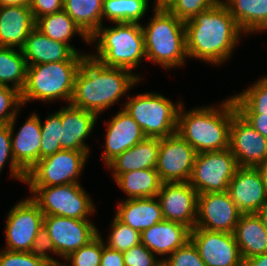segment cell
Returning a JSON list of instances; mask_svg holds the SVG:
<instances>
[{
	"instance_id": "4fadbf2b",
	"label": "cell",
	"mask_w": 267,
	"mask_h": 266,
	"mask_svg": "<svg viewBox=\"0 0 267 266\" xmlns=\"http://www.w3.org/2000/svg\"><path fill=\"white\" fill-rule=\"evenodd\" d=\"M242 214L228 191L198 194L194 228L234 233L236 224Z\"/></svg>"
},
{
	"instance_id": "5b68a950",
	"label": "cell",
	"mask_w": 267,
	"mask_h": 266,
	"mask_svg": "<svg viewBox=\"0 0 267 266\" xmlns=\"http://www.w3.org/2000/svg\"><path fill=\"white\" fill-rule=\"evenodd\" d=\"M116 26L103 28V25L90 37L97 44L96 55H89L107 67L131 71L146 57L144 33L140 23H115Z\"/></svg>"
},
{
	"instance_id": "9c48e42d",
	"label": "cell",
	"mask_w": 267,
	"mask_h": 266,
	"mask_svg": "<svg viewBox=\"0 0 267 266\" xmlns=\"http://www.w3.org/2000/svg\"><path fill=\"white\" fill-rule=\"evenodd\" d=\"M88 152L60 150L40 159L26 174L29 187H47L77 184Z\"/></svg>"
},
{
	"instance_id": "484cf974",
	"label": "cell",
	"mask_w": 267,
	"mask_h": 266,
	"mask_svg": "<svg viewBox=\"0 0 267 266\" xmlns=\"http://www.w3.org/2000/svg\"><path fill=\"white\" fill-rule=\"evenodd\" d=\"M27 65L67 61L75 52L65 43L50 39L34 28L21 49Z\"/></svg>"
},
{
	"instance_id": "816d5d0a",
	"label": "cell",
	"mask_w": 267,
	"mask_h": 266,
	"mask_svg": "<svg viewBox=\"0 0 267 266\" xmlns=\"http://www.w3.org/2000/svg\"><path fill=\"white\" fill-rule=\"evenodd\" d=\"M176 0H157L154 9L168 10Z\"/></svg>"
},
{
	"instance_id": "83f0119b",
	"label": "cell",
	"mask_w": 267,
	"mask_h": 266,
	"mask_svg": "<svg viewBox=\"0 0 267 266\" xmlns=\"http://www.w3.org/2000/svg\"><path fill=\"white\" fill-rule=\"evenodd\" d=\"M245 33L267 30V0H222Z\"/></svg>"
},
{
	"instance_id": "6da1fadb",
	"label": "cell",
	"mask_w": 267,
	"mask_h": 266,
	"mask_svg": "<svg viewBox=\"0 0 267 266\" xmlns=\"http://www.w3.org/2000/svg\"><path fill=\"white\" fill-rule=\"evenodd\" d=\"M185 29L187 57L216 65L229 59L242 33L222 1L186 21Z\"/></svg>"
},
{
	"instance_id": "681fc988",
	"label": "cell",
	"mask_w": 267,
	"mask_h": 266,
	"mask_svg": "<svg viewBox=\"0 0 267 266\" xmlns=\"http://www.w3.org/2000/svg\"><path fill=\"white\" fill-rule=\"evenodd\" d=\"M30 0H0V7L29 5Z\"/></svg>"
},
{
	"instance_id": "e0dca14e",
	"label": "cell",
	"mask_w": 267,
	"mask_h": 266,
	"mask_svg": "<svg viewBox=\"0 0 267 266\" xmlns=\"http://www.w3.org/2000/svg\"><path fill=\"white\" fill-rule=\"evenodd\" d=\"M229 149L239 167L256 168L267 159V138L237 113L230 125Z\"/></svg>"
},
{
	"instance_id": "c3c4849f",
	"label": "cell",
	"mask_w": 267,
	"mask_h": 266,
	"mask_svg": "<svg viewBox=\"0 0 267 266\" xmlns=\"http://www.w3.org/2000/svg\"><path fill=\"white\" fill-rule=\"evenodd\" d=\"M244 266H267V253L245 260Z\"/></svg>"
},
{
	"instance_id": "f907efd6",
	"label": "cell",
	"mask_w": 267,
	"mask_h": 266,
	"mask_svg": "<svg viewBox=\"0 0 267 266\" xmlns=\"http://www.w3.org/2000/svg\"><path fill=\"white\" fill-rule=\"evenodd\" d=\"M256 169L260 172V175L262 177V180L266 184L267 187V159L263 162H261Z\"/></svg>"
},
{
	"instance_id": "bcb514c9",
	"label": "cell",
	"mask_w": 267,
	"mask_h": 266,
	"mask_svg": "<svg viewBox=\"0 0 267 266\" xmlns=\"http://www.w3.org/2000/svg\"><path fill=\"white\" fill-rule=\"evenodd\" d=\"M100 266H125L123 252L109 248L103 241V253Z\"/></svg>"
},
{
	"instance_id": "ba28073f",
	"label": "cell",
	"mask_w": 267,
	"mask_h": 266,
	"mask_svg": "<svg viewBox=\"0 0 267 266\" xmlns=\"http://www.w3.org/2000/svg\"><path fill=\"white\" fill-rule=\"evenodd\" d=\"M31 197L45 216L88 220L94 204L79 183L47 187H30Z\"/></svg>"
},
{
	"instance_id": "3957f363",
	"label": "cell",
	"mask_w": 267,
	"mask_h": 266,
	"mask_svg": "<svg viewBox=\"0 0 267 266\" xmlns=\"http://www.w3.org/2000/svg\"><path fill=\"white\" fill-rule=\"evenodd\" d=\"M219 108H195L186 113L182 111V103L180 105L176 133L197 153L229 148L230 125L238 112L232 97L223 101Z\"/></svg>"
},
{
	"instance_id": "f546056e",
	"label": "cell",
	"mask_w": 267,
	"mask_h": 266,
	"mask_svg": "<svg viewBox=\"0 0 267 266\" xmlns=\"http://www.w3.org/2000/svg\"><path fill=\"white\" fill-rule=\"evenodd\" d=\"M35 28L50 39L67 44L75 53H78L77 49L69 44L70 38L75 33L81 35L85 42L90 43V38L64 10L37 18Z\"/></svg>"
},
{
	"instance_id": "b9f144b4",
	"label": "cell",
	"mask_w": 267,
	"mask_h": 266,
	"mask_svg": "<svg viewBox=\"0 0 267 266\" xmlns=\"http://www.w3.org/2000/svg\"><path fill=\"white\" fill-rule=\"evenodd\" d=\"M123 259L125 266H162L163 263L142 243L123 252Z\"/></svg>"
},
{
	"instance_id": "7bdbcfd3",
	"label": "cell",
	"mask_w": 267,
	"mask_h": 266,
	"mask_svg": "<svg viewBox=\"0 0 267 266\" xmlns=\"http://www.w3.org/2000/svg\"><path fill=\"white\" fill-rule=\"evenodd\" d=\"M0 266H52L30 252L0 251Z\"/></svg>"
},
{
	"instance_id": "ab89813d",
	"label": "cell",
	"mask_w": 267,
	"mask_h": 266,
	"mask_svg": "<svg viewBox=\"0 0 267 266\" xmlns=\"http://www.w3.org/2000/svg\"><path fill=\"white\" fill-rule=\"evenodd\" d=\"M21 106V93L18 90L0 86V125L10 123Z\"/></svg>"
},
{
	"instance_id": "7402d4cb",
	"label": "cell",
	"mask_w": 267,
	"mask_h": 266,
	"mask_svg": "<svg viewBox=\"0 0 267 266\" xmlns=\"http://www.w3.org/2000/svg\"><path fill=\"white\" fill-rule=\"evenodd\" d=\"M35 28L29 5L0 7V46L22 49Z\"/></svg>"
},
{
	"instance_id": "e575fe53",
	"label": "cell",
	"mask_w": 267,
	"mask_h": 266,
	"mask_svg": "<svg viewBox=\"0 0 267 266\" xmlns=\"http://www.w3.org/2000/svg\"><path fill=\"white\" fill-rule=\"evenodd\" d=\"M42 141L40 145V159L53 155L62 150L59 141L61 140V109L50 114L44 123H41Z\"/></svg>"
},
{
	"instance_id": "8fae6325",
	"label": "cell",
	"mask_w": 267,
	"mask_h": 266,
	"mask_svg": "<svg viewBox=\"0 0 267 266\" xmlns=\"http://www.w3.org/2000/svg\"><path fill=\"white\" fill-rule=\"evenodd\" d=\"M44 216L31 197L18 202L7 217L5 250L30 252L37 232L44 226Z\"/></svg>"
},
{
	"instance_id": "52a82bcc",
	"label": "cell",
	"mask_w": 267,
	"mask_h": 266,
	"mask_svg": "<svg viewBox=\"0 0 267 266\" xmlns=\"http://www.w3.org/2000/svg\"><path fill=\"white\" fill-rule=\"evenodd\" d=\"M175 105L161 94L144 93L130 97L123 109L139 124L146 137L161 139L176 133L181 104Z\"/></svg>"
},
{
	"instance_id": "d590c367",
	"label": "cell",
	"mask_w": 267,
	"mask_h": 266,
	"mask_svg": "<svg viewBox=\"0 0 267 266\" xmlns=\"http://www.w3.org/2000/svg\"><path fill=\"white\" fill-rule=\"evenodd\" d=\"M111 227L112 230L107 241L108 245H106L109 248L125 252L141 243V233L124 224L116 217H114Z\"/></svg>"
},
{
	"instance_id": "60d3db41",
	"label": "cell",
	"mask_w": 267,
	"mask_h": 266,
	"mask_svg": "<svg viewBox=\"0 0 267 266\" xmlns=\"http://www.w3.org/2000/svg\"><path fill=\"white\" fill-rule=\"evenodd\" d=\"M9 157L12 176L25 182L26 173L16 164L12 155L11 131L8 123L0 125V172Z\"/></svg>"
},
{
	"instance_id": "f1b7e54d",
	"label": "cell",
	"mask_w": 267,
	"mask_h": 266,
	"mask_svg": "<svg viewBox=\"0 0 267 266\" xmlns=\"http://www.w3.org/2000/svg\"><path fill=\"white\" fill-rule=\"evenodd\" d=\"M116 183L128 194L127 199L157 197L163 184L156 169H142L120 174Z\"/></svg>"
},
{
	"instance_id": "d4e9b609",
	"label": "cell",
	"mask_w": 267,
	"mask_h": 266,
	"mask_svg": "<svg viewBox=\"0 0 267 266\" xmlns=\"http://www.w3.org/2000/svg\"><path fill=\"white\" fill-rule=\"evenodd\" d=\"M115 217L140 233L164 220L156 197L126 199L118 204Z\"/></svg>"
},
{
	"instance_id": "7a4b0ae2",
	"label": "cell",
	"mask_w": 267,
	"mask_h": 266,
	"mask_svg": "<svg viewBox=\"0 0 267 266\" xmlns=\"http://www.w3.org/2000/svg\"><path fill=\"white\" fill-rule=\"evenodd\" d=\"M131 71L107 67L89 55L76 75L70 104L95 113H102L139 81Z\"/></svg>"
},
{
	"instance_id": "277c9868",
	"label": "cell",
	"mask_w": 267,
	"mask_h": 266,
	"mask_svg": "<svg viewBox=\"0 0 267 266\" xmlns=\"http://www.w3.org/2000/svg\"><path fill=\"white\" fill-rule=\"evenodd\" d=\"M87 55L74 53L67 61L27 65L26 83L21 92V103L54 99L71 102L76 75Z\"/></svg>"
},
{
	"instance_id": "d6986e66",
	"label": "cell",
	"mask_w": 267,
	"mask_h": 266,
	"mask_svg": "<svg viewBox=\"0 0 267 266\" xmlns=\"http://www.w3.org/2000/svg\"><path fill=\"white\" fill-rule=\"evenodd\" d=\"M16 116L17 114L9 123L12 155L16 164L27 174L40 160V145L42 141L40 118L37 114L32 113L14 137Z\"/></svg>"
},
{
	"instance_id": "836d02e7",
	"label": "cell",
	"mask_w": 267,
	"mask_h": 266,
	"mask_svg": "<svg viewBox=\"0 0 267 266\" xmlns=\"http://www.w3.org/2000/svg\"><path fill=\"white\" fill-rule=\"evenodd\" d=\"M232 99L240 115L267 114V77L259 79Z\"/></svg>"
},
{
	"instance_id": "8d00e7d4",
	"label": "cell",
	"mask_w": 267,
	"mask_h": 266,
	"mask_svg": "<svg viewBox=\"0 0 267 266\" xmlns=\"http://www.w3.org/2000/svg\"><path fill=\"white\" fill-rule=\"evenodd\" d=\"M102 253L103 240L99 234L89 244L70 253L65 260L70 261L72 266H100Z\"/></svg>"
},
{
	"instance_id": "9a60e30c",
	"label": "cell",
	"mask_w": 267,
	"mask_h": 266,
	"mask_svg": "<svg viewBox=\"0 0 267 266\" xmlns=\"http://www.w3.org/2000/svg\"><path fill=\"white\" fill-rule=\"evenodd\" d=\"M44 226L48 230L55 249L63 258L89 244L99 235L94 223L61 216H44Z\"/></svg>"
},
{
	"instance_id": "1f68e13d",
	"label": "cell",
	"mask_w": 267,
	"mask_h": 266,
	"mask_svg": "<svg viewBox=\"0 0 267 266\" xmlns=\"http://www.w3.org/2000/svg\"><path fill=\"white\" fill-rule=\"evenodd\" d=\"M27 63L22 50L0 46V86H8L22 92L26 83Z\"/></svg>"
},
{
	"instance_id": "f5cc1de1",
	"label": "cell",
	"mask_w": 267,
	"mask_h": 266,
	"mask_svg": "<svg viewBox=\"0 0 267 266\" xmlns=\"http://www.w3.org/2000/svg\"><path fill=\"white\" fill-rule=\"evenodd\" d=\"M257 215L261 218L264 228L267 232V204H265L258 212Z\"/></svg>"
},
{
	"instance_id": "ffe728a7",
	"label": "cell",
	"mask_w": 267,
	"mask_h": 266,
	"mask_svg": "<svg viewBox=\"0 0 267 266\" xmlns=\"http://www.w3.org/2000/svg\"><path fill=\"white\" fill-rule=\"evenodd\" d=\"M107 124L106 144L102 155L107 165L116 156L146 138L139 124L122 108Z\"/></svg>"
},
{
	"instance_id": "74e56055",
	"label": "cell",
	"mask_w": 267,
	"mask_h": 266,
	"mask_svg": "<svg viewBox=\"0 0 267 266\" xmlns=\"http://www.w3.org/2000/svg\"><path fill=\"white\" fill-rule=\"evenodd\" d=\"M220 1L222 0H176L168 10L186 22L200 12L216 6Z\"/></svg>"
},
{
	"instance_id": "ac0fdd59",
	"label": "cell",
	"mask_w": 267,
	"mask_h": 266,
	"mask_svg": "<svg viewBox=\"0 0 267 266\" xmlns=\"http://www.w3.org/2000/svg\"><path fill=\"white\" fill-rule=\"evenodd\" d=\"M228 193L243 214L257 213L267 204V187L256 168L239 167L229 183Z\"/></svg>"
},
{
	"instance_id": "cb8c5ba5",
	"label": "cell",
	"mask_w": 267,
	"mask_h": 266,
	"mask_svg": "<svg viewBox=\"0 0 267 266\" xmlns=\"http://www.w3.org/2000/svg\"><path fill=\"white\" fill-rule=\"evenodd\" d=\"M159 145V138L146 137L130 149L116 156L107 164V167L113 169L115 179L120 174L130 171L156 169Z\"/></svg>"
},
{
	"instance_id": "4dcf8cb0",
	"label": "cell",
	"mask_w": 267,
	"mask_h": 266,
	"mask_svg": "<svg viewBox=\"0 0 267 266\" xmlns=\"http://www.w3.org/2000/svg\"><path fill=\"white\" fill-rule=\"evenodd\" d=\"M103 0H63V10L90 38L102 26Z\"/></svg>"
},
{
	"instance_id": "7dc6e473",
	"label": "cell",
	"mask_w": 267,
	"mask_h": 266,
	"mask_svg": "<svg viewBox=\"0 0 267 266\" xmlns=\"http://www.w3.org/2000/svg\"><path fill=\"white\" fill-rule=\"evenodd\" d=\"M255 130L267 138V114L241 115Z\"/></svg>"
},
{
	"instance_id": "f35d334b",
	"label": "cell",
	"mask_w": 267,
	"mask_h": 266,
	"mask_svg": "<svg viewBox=\"0 0 267 266\" xmlns=\"http://www.w3.org/2000/svg\"><path fill=\"white\" fill-rule=\"evenodd\" d=\"M162 261V266H206L191 239Z\"/></svg>"
},
{
	"instance_id": "8992f818",
	"label": "cell",
	"mask_w": 267,
	"mask_h": 266,
	"mask_svg": "<svg viewBox=\"0 0 267 266\" xmlns=\"http://www.w3.org/2000/svg\"><path fill=\"white\" fill-rule=\"evenodd\" d=\"M154 12L148 25L142 26L146 58L166 69L182 66L188 56L185 22L166 9Z\"/></svg>"
},
{
	"instance_id": "ee69618b",
	"label": "cell",
	"mask_w": 267,
	"mask_h": 266,
	"mask_svg": "<svg viewBox=\"0 0 267 266\" xmlns=\"http://www.w3.org/2000/svg\"><path fill=\"white\" fill-rule=\"evenodd\" d=\"M47 251H51L55 254H58L52 239L50 238L48 230L43 226L38 232L34 239L30 253L35 255L38 258L44 259L49 262L52 266H61L62 264L59 261H56L50 257Z\"/></svg>"
},
{
	"instance_id": "4316f807",
	"label": "cell",
	"mask_w": 267,
	"mask_h": 266,
	"mask_svg": "<svg viewBox=\"0 0 267 266\" xmlns=\"http://www.w3.org/2000/svg\"><path fill=\"white\" fill-rule=\"evenodd\" d=\"M234 236L244 261L267 253V232L257 213L242 214Z\"/></svg>"
},
{
	"instance_id": "7c38bea8",
	"label": "cell",
	"mask_w": 267,
	"mask_h": 266,
	"mask_svg": "<svg viewBox=\"0 0 267 266\" xmlns=\"http://www.w3.org/2000/svg\"><path fill=\"white\" fill-rule=\"evenodd\" d=\"M196 156V150L177 133L161 138L156 171L162 182H189Z\"/></svg>"
},
{
	"instance_id": "5bb4252c",
	"label": "cell",
	"mask_w": 267,
	"mask_h": 266,
	"mask_svg": "<svg viewBox=\"0 0 267 266\" xmlns=\"http://www.w3.org/2000/svg\"><path fill=\"white\" fill-rule=\"evenodd\" d=\"M190 239L206 266H244L234 233L194 228Z\"/></svg>"
},
{
	"instance_id": "2e32d148",
	"label": "cell",
	"mask_w": 267,
	"mask_h": 266,
	"mask_svg": "<svg viewBox=\"0 0 267 266\" xmlns=\"http://www.w3.org/2000/svg\"><path fill=\"white\" fill-rule=\"evenodd\" d=\"M156 198L160 202L164 220L194 229L198 192L189 182L163 183Z\"/></svg>"
},
{
	"instance_id": "f6af8a7d",
	"label": "cell",
	"mask_w": 267,
	"mask_h": 266,
	"mask_svg": "<svg viewBox=\"0 0 267 266\" xmlns=\"http://www.w3.org/2000/svg\"><path fill=\"white\" fill-rule=\"evenodd\" d=\"M29 8L34 20H36L43 15L63 10V0H30Z\"/></svg>"
},
{
	"instance_id": "30bf717a",
	"label": "cell",
	"mask_w": 267,
	"mask_h": 266,
	"mask_svg": "<svg viewBox=\"0 0 267 266\" xmlns=\"http://www.w3.org/2000/svg\"><path fill=\"white\" fill-rule=\"evenodd\" d=\"M238 168L229 148L197 153L189 183L198 194L225 192Z\"/></svg>"
},
{
	"instance_id": "d6a6232c",
	"label": "cell",
	"mask_w": 267,
	"mask_h": 266,
	"mask_svg": "<svg viewBox=\"0 0 267 266\" xmlns=\"http://www.w3.org/2000/svg\"><path fill=\"white\" fill-rule=\"evenodd\" d=\"M148 0H103L102 20L138 23L148 9Z\"/></svg>"
},
{
	"instance_id": "603a6c76",
	"label": "cell",
	"mask_w": 267,
	"mask_h": 266,
	"mask_svg": "<svg viewBox=\"0 0 267 266\" xmlns=\"http://www.w3.org/2000/svg\"><path fill=\"white\" fill-rule=\"evenodd\" d=\"M190 229L177 222L163 220L141 232V243L157 255H171L190 240Z\"/></svg>"
},
{
	"instance_id": "44dd1931",
	"label": "cell",
	"mask_w": 267,
	"mask_h": 266,
	"mask_svg": "<svg viewBox=\"0 0 267 266\" xmlns=\"http://www.w3.org/2000/svg\"><path fill=\"white\" fill-rule=\"evenodd\" d=\"M97 115L93 112L75 107L70 103L67 107L61 108V140L59 141L62 150L86 151L89 148L84 143L85 138L95 126Z\"/></svg>"
}]
</instances>
